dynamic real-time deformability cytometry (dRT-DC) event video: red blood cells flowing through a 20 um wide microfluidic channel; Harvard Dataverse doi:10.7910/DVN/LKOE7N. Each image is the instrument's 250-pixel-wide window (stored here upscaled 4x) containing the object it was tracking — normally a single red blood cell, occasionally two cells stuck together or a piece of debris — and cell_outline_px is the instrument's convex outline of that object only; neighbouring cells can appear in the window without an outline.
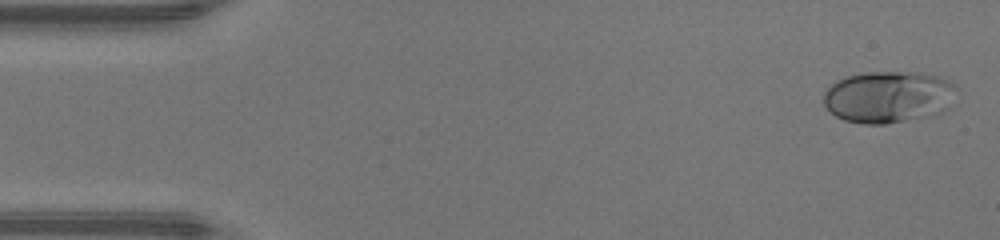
{"species": "human", "species_latin": "Homo sapiens", "temperature_condition": "warm", "stored_images_in_passage": 47, "camera_frame_rate_fps": 3000, "um_per_image_px": 0.085, "donor": {"sex": "male"}, "frame": {"image": 1, "passage_image": 1, "time_ms": 0.0, "image_size_px": [1000, 240], "cell_outline_px": [[960, 88], [952, 108], [944, 112], [932, 116], [888, 124], [864, 124], [844, 120], [836, 116], [824, 104], [824, 92], [836, 80], [848, 76], [864, 72], [916, 72], [936, 76]], "centroid_in_image_um": [75.59, 8.25], "position_along_channel_um": 9.4, "area_um2": 40.81}}
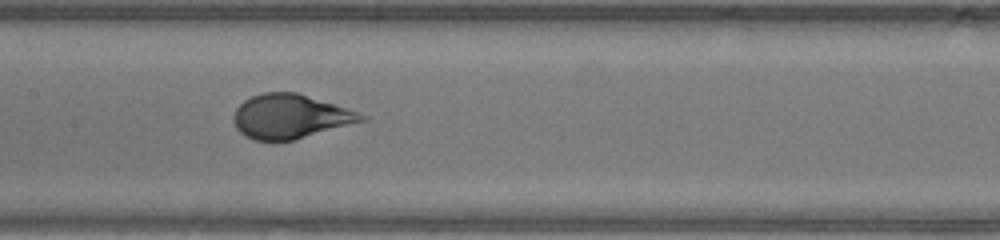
{"frame": {"image": 2, "passage_image": 22, "time_ms": 7.0, "image_size_px": [1000, 240], "cell_outline_px": [[368, 120], [292, 140], [252, 140], [244, 136], [236, 128], [232, 120], [232, 116], [236, 108], [244, 100], [252, 96], [264, 92], [296, 92], [368, 116]], "centroid_in_image_um": [24.62, 9.9], "position_along_channel_um": 182.8, "area_um2": 32.6}}
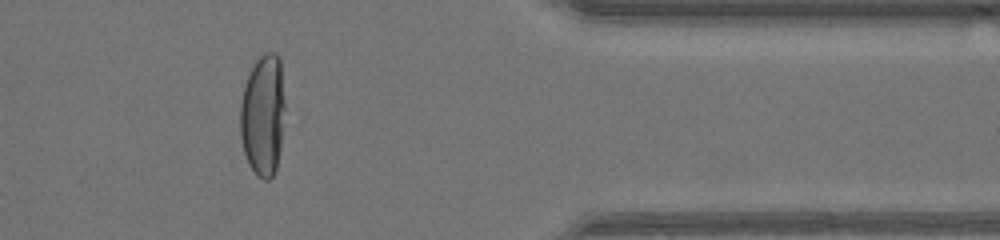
{"frame": {"image": 3, "passage_image": 38, "time_ms": 12.333, "image_size_px": [1000, 240], "cell_outline_px": [[284, 124], [280, 148], [276, 168], [272, 176], [268, 180], [264, 180], [248, 164], [244, 152], [240, 136], [240, 104], [244, 84], [260, 52], [276, 52], [280, 60], [284, 100]], "centroid_in_image_um": [22.35, 9.75], "position_along_channel_um": 389.1, "area_um2": 31.91}, "authors_computed_cell_mechanics": {"area_um2": 34.7378, "velocity_mm_per_s": 4.3132, "shape_relaxation_time_tau1_ms": 3.8066, "shape_relaxation_time_tau2_ms": null, "deformation_change_tau1": 0.2401, "deformation_change_tau2": null}}